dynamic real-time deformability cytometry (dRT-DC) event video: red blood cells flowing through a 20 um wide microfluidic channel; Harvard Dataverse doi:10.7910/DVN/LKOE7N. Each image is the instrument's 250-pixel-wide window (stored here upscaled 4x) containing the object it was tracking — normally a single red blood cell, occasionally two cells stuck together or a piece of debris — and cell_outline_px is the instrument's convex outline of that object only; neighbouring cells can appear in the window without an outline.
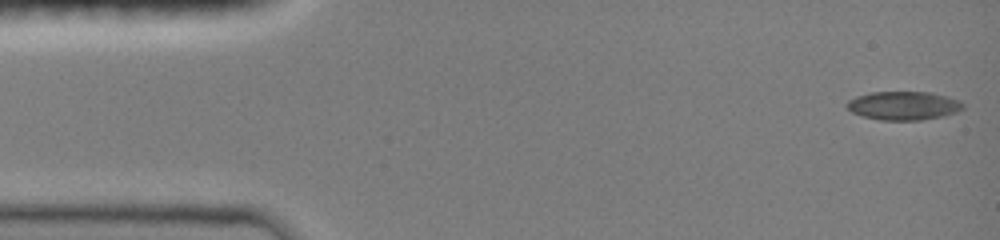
{"species": "common noctule bat (a hibernating species)", "species_latin": "Nyctalus noctula", "temperature_condition": "room temperature", "stored_images_in_passage": 47, "camera_frame_rate_fps": 3000, "um_per_image_px": 0.085, "animal": {"sex": "female", "body_mass_g": 19.0, "forearm_length_mm": 51.5}, "frame": {"image": 1, "passage_image": 1, "time_ms": 0.0, "image_size_px": [1000, 240], "cell_outline_px": [[964, 108], [956, 112], [944, 116], [920, 120], [880, 120], [864, 116], [852, 112], [844, 104], [848, 100], [856, 96], [872, 92], [932, 92], [948, 96], [960, 100], [964, 104]], "centroid_in_image_um": [76.82, 8.97], "position_along_channel_um": 8.2, "area_um2": 19.48}}
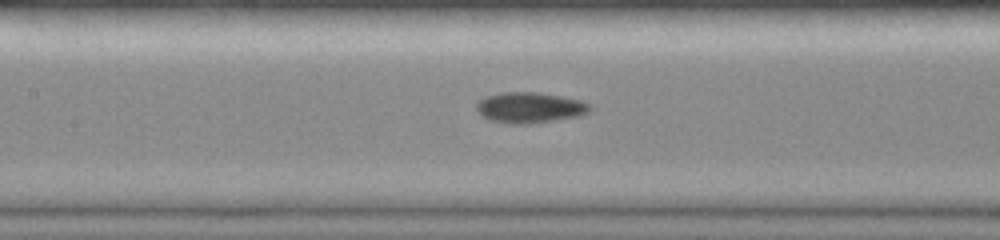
{"frame": {"image": 2, "passage_image": 21, "time_ms": 6.667, "image_size_px": [1000, 240], "cell_outline_px": [[592, 108], [588, 112], [580, 116], [556, 120], [528, 124], [512, 124], [492, 120], [476, 112], [476, 104], [484, 96], [500, 92], [540, 92], [580, 100], [592, 104]], "centroid_in_image_um": [45.04, 9.14], "position_along_channel_um": 162.4, "area_um2": 20.46}}
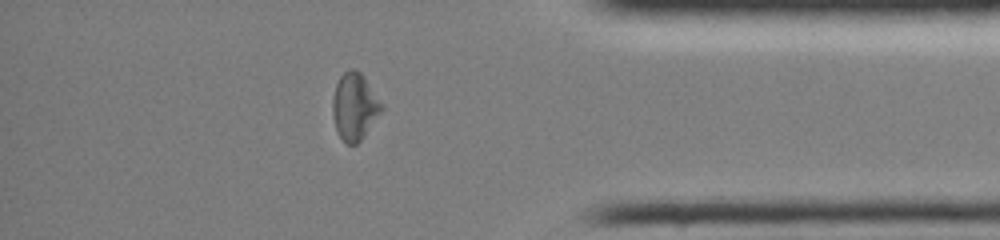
{"frame": {"image": 3, "passage_image": 40, "time_ms": 13.0, "image_size_px": [1000, 240], "cell_outline_px": [[384, 108], [364, 136], [356, 144], [344, 144], [336, 132], [332, 116], [332, 96], [336, 84], [340, 76], [348, 68], [356, 68], [364, 76], [384, 104]], "centroid_in_image_um": [30.13, 9.05], "position_along_channel_um": 405.1, "area_um2": 19.59}, "authors_computed_cell_mechanics": {"area_um2": 19.1318, "velocity_mm_per_s": 4.0368, "shape_relaxation_time_tau1_ms": null, "shape_relaxation_time_tau2_ms": 6.274, "deformation_change_tau1": null, "deformation_change_tau2": 0.1077}}